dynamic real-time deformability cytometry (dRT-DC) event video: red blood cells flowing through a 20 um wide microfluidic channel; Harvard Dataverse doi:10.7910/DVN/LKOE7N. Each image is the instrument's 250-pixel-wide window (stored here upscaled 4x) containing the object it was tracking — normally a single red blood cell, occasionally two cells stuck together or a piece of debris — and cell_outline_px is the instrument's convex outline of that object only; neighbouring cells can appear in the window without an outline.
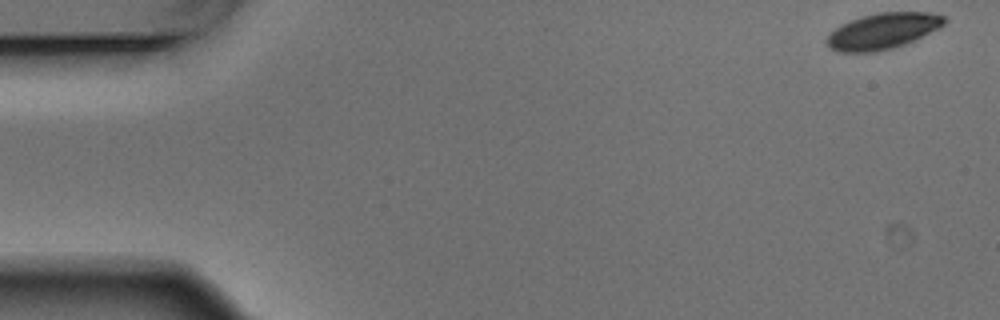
{"species": "Egyptian fruit bat (a non-hibernating species)", "species_latin": "Rousettus aegyptiacus", "temperature_condition": "warm", "stored_images_in_passage": 5, "camera_frame_rate_fps": 3000, "um_per_image_px": 0.085, "animal": {"sex": "male"}, "frame": {"image": 1, "passage_image": 1, "time_ms": 0.0, "image_size_px": [1000, 320], "cell_outline_px": [[948, 20], [944, 24], [904, 44], [892, 48], [876, 52], [840, 52], [832, 48], [824, 40], [840, 24], [876, 12], [928, 12], [944, 16]], "centroid_in_image_um": [75.01, 2.63], "position_along_channel_um": 10.0, "area_um2": 24.16}}
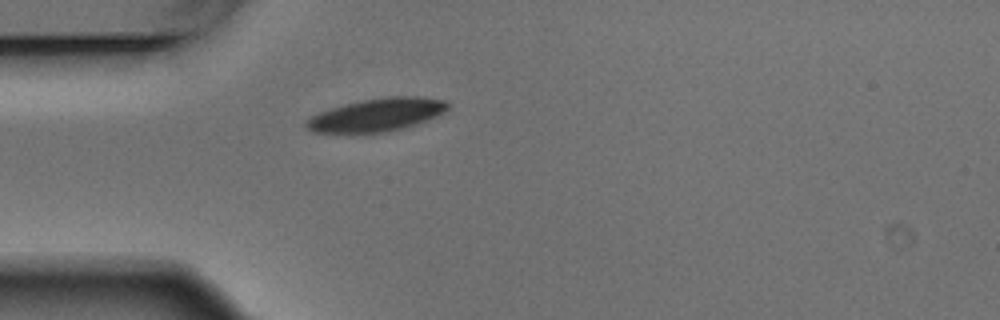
{"frame": {"image": 2, "passage_image": 5, "time_ms": 1.333, "image_size_px": [1000, 320], "cell_outline_px": [[448, 108], [444, 112], [436, 116], [416, 124], [400, 128], [380, 132], [312, 132], [304, 124], [312, 116], [320, 112], [344, 104], [384, 96], [420, 96], [444, 100], [448, 104]], "centroid_in_image_um": [32.05, 9.74], "position_along_channel_um": 52.9, "area_um2": 26.65}}